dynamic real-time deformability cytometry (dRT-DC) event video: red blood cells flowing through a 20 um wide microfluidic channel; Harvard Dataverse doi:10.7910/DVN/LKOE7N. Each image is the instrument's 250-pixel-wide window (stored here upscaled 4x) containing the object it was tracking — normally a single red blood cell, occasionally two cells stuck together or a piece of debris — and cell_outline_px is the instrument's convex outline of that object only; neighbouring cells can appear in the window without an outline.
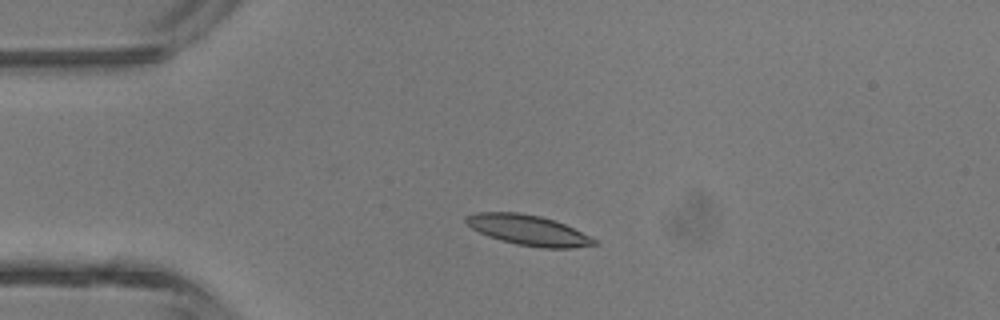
{"species": "common noctule bat (a hibernating species)", "species_latin": "Nyctalus noctula", "temperature_condition": "room temperature", "stored_images_in_passage": 4, "camera_frame_rate_fps": 3000, "um_per_image_px": 0.085, "animal": {"sex": "male", "body_mass_g": 13.3}, "frame": {"image": 1, "passage_image": 3, "time_ms": 2.333, "image_size_px": [1000, 320], "cell_outline_px": [[600, 244], [572, 248], [544, 248], [516, 244], [500, 240], [488, 236], [472, 228], [464, 220], [464, 216], [476, 212], [516, 212], [540, 216], [564, 224], [596, 240]], "centroid_in_image_um": [44.87, 19.56], "position_along_channel_um": 40.1, "area_um2": 22.37}}
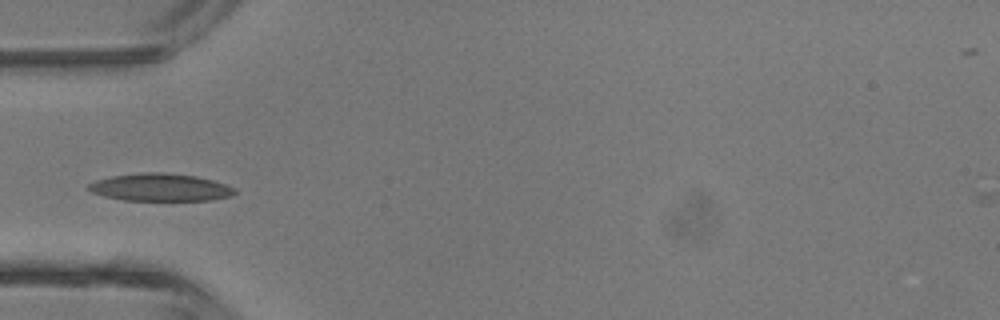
{"frame": {"image": 2, "passage_image": 4, "time_ms": 3.667, "image_size_px": [1000, 320], "cell_outline_px": [[236, 192], [232, 196], [212, 200], [124, 200], [104, 196], [92, 192], [88, 188], [88, 184], [96, 180], [112, 176], [140, 172], [164, 172], [196, 176], [212, 180], [236, 188]], "centroid_in_image_um": [13.64, 15.92], "position_along_channel_um": 71.4, "area_um2": 23.47}}